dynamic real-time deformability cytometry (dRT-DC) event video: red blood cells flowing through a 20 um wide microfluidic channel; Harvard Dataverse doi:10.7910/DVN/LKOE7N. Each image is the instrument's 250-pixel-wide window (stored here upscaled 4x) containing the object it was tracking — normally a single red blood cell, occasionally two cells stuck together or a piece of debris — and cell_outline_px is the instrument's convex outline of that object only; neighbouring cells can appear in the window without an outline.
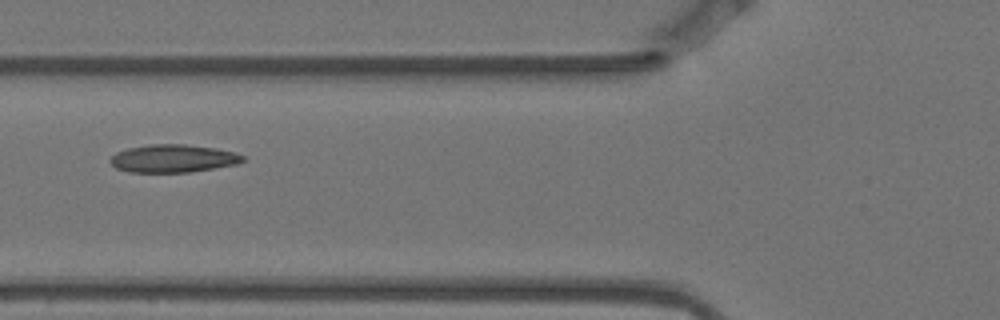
{"species": "Egyptian fruit bat (a non-hibernating species)", "species_latin": "Rousettus aegyptiacus", "temperature_condition": "warm", "stored_images_in_passage": 6, "camera_frame_rate_fps": 3000, "um_per_image_px": 0.085, "animal": {"sex": "female"}, "frame": {"image": 1, "passage_image": 4, "time_ms": 1.0, "image_size_px": [1000, 320], "cell_outline_px": [[244, 160], [236, 164], [188, 172], [128, 172], [116, 168], [108, 160], [116, 152], [128, 148], [148, 144], [184, 144], [216, 148], [236, 152], [244, 156]], "centroid_in_image_um": [14.69, 13.46], "position_along_channel_um": 111.1, "area_um2": 21.5}}
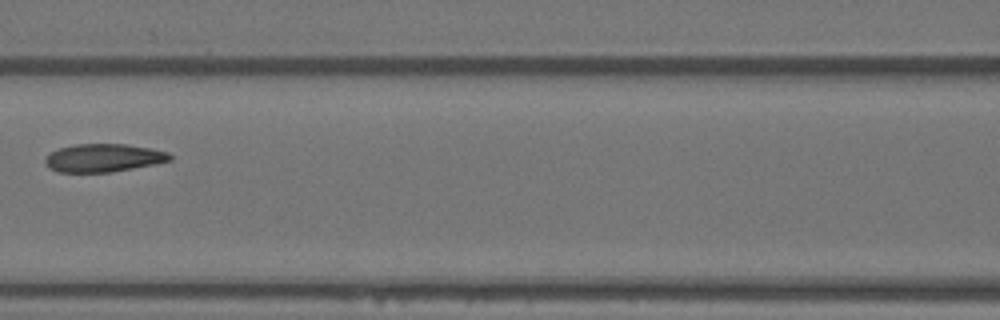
{"frame": {"image": 2, "passage_image": 5, "time_ms": 1.333, "image_size_px": [1000, 320], "cell_outline_px": [[172, 160], [156, 164], [112, 172], [56, 172], [48, 168], [44, 164], [44, 160], [52, 152], [60, 148], [76, 144], [128, 144], [152, 148], [168, 152], [172, 156]], "centroid_in_image_um": [8.82, 13.42], "position_along_channel_um": 157.8, "area_um2": 20.58}}
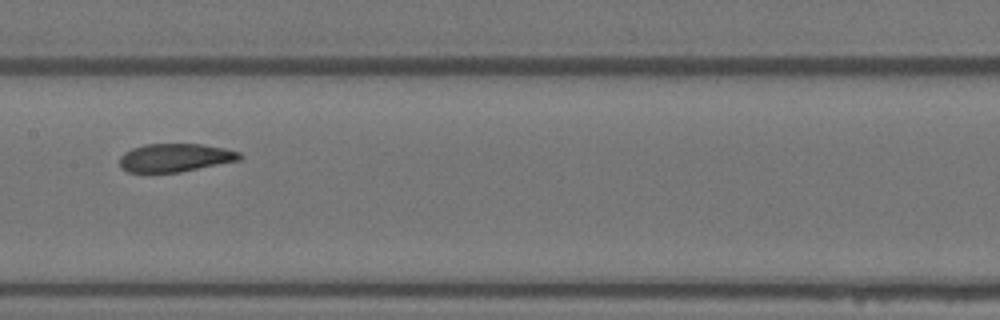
{"frame": {"image": 3, "passage_image": 6, "time_ms": 1.667, "image_size_px": [1000, 320], "cell_outline_px": [[244, 156], [240, 160], [180, 172], [128, 172], [120, 168], [120, 156], [124, 152], [132, 148], [144, 144], [204, 144], [224, 148], [240, 152]], "centroid_in_image_um": [14.89, 13.4], "position_along_channel_um": 192.5, "area_um2": 19.88}}